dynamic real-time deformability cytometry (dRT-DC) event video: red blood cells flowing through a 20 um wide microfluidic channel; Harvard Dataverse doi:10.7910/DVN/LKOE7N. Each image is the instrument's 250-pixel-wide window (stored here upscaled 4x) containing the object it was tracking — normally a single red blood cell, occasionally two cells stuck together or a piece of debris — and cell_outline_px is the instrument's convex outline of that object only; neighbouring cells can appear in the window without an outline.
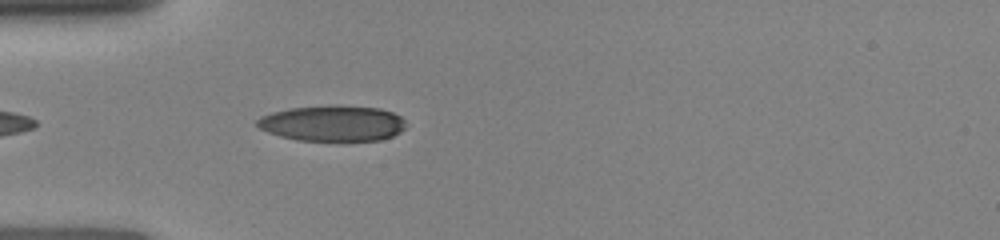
{"species": "human", "species_latin": "Homo sapiens", "temperature_condition": "room temperature", "stored_images_in_passage": 22, "camera_frame_rate_fps": 3000, "um_per_image_px": 0.085, "donor": {"sex": "female"}, "frame": {"image": 1, "passage_image": 3, "time_ms": 0.667, "image_size_px": [1000, 240], "cell_outline_px": [[404, 128], [400, 132], [392, 136], [380, 140], [296, 140], [280, 136], [268, 132], [260, 128], [256, 124], [256, 120], [260, 116], [272, 112], [288, 108], [332, 104], [340, 104], [380, 108], [392, 112], [400, 116], [404, 120]], "centroid_in_image_um": [28.25, 10.45], "position_along_channel_um": 56.8, "area_um2": 31.27}}
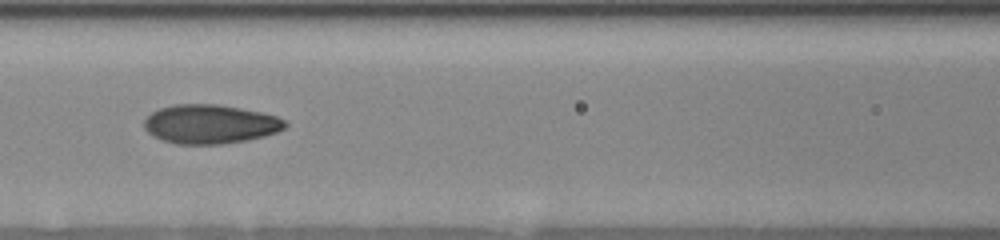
{"frame": {"image": 2, "passage_image": 11, "time_ms": 3.0, "image_size_px": [1000, 240], "cell_outline_px": [[288, 124], [284, 128], [276, 132], [264, 136], [244, 140], [220, 144], [176, 144], [152, 136], [144, 128], [144, 120], [152, 112], [160, 108], [176, 104], [216, 104], [260, 112], [276, 116], [284, 120]], "centroid_in_image_um": [17.83, 10.55], "position_along_channel_um": 148.8, "area_um2": 31.79}}
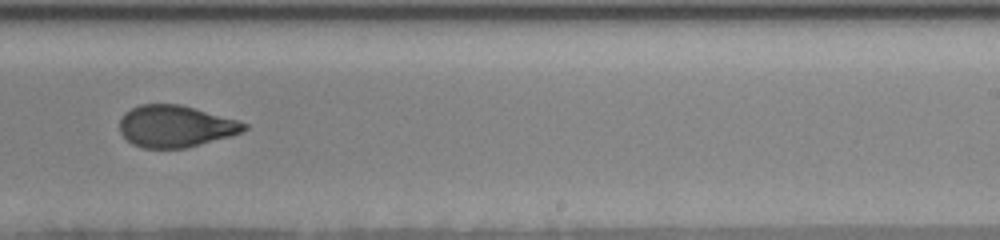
{"frame": {"image": 3, "passage_image": 20, "time_ms": 6.0, "image_size_px": [1000, 240], "cell_outline_px": [[248, 128], [232, 136], [184, 148], [144, 148], [132, 144], [120, 132], [120, 120], [124, 112], [140, 104], [180, 104], [240, 120], [248, 124]], "centroid_in_image_um": [14.93, 10.72], "position_along_channel_um": 274.1, "area_um2": 30.4}}